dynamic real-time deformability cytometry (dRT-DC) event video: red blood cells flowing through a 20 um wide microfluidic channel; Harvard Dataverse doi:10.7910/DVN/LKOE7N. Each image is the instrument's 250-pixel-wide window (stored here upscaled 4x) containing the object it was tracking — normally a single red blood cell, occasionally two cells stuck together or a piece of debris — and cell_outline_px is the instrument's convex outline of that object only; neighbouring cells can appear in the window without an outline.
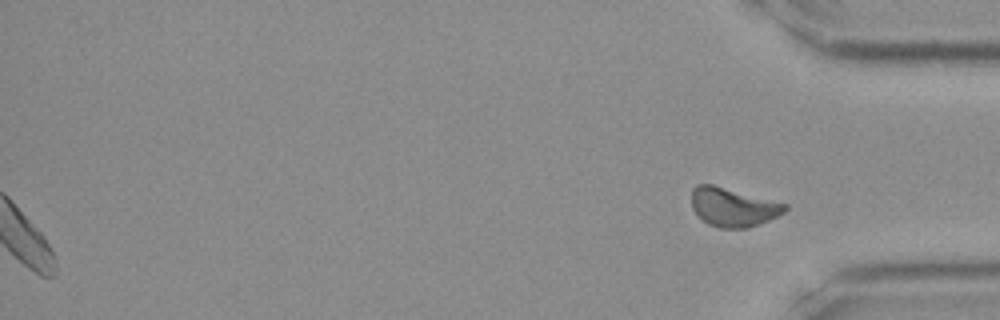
{"species": "Egyptian fruit bat (a non-hibernating species)", "species_latin": "Rousettus aegyptiacus", "temperature_condition": "room temperature", "stored_images_in_passage": 38, "segment_of_instrument_passage": [2, 2], "camera_frame_rate_fps": 3000, "um_per_image_px": 0.085, "frame": {"image": 1, "passage_image": 38, "time_ms": 12.333, "image_size_px": [1000, 320], "cell_outline_px": [[788, 208], [784, 212], [760, 224], [748, 228], [720, 228], [708, 224], [692, 208], [692, 188], [696, 184], [712, 184], [788, 204]], "centroid_in_image_um": [62.31, 17.6], "position_along_channel_um": 372.9, "area_um2": 20.98}}